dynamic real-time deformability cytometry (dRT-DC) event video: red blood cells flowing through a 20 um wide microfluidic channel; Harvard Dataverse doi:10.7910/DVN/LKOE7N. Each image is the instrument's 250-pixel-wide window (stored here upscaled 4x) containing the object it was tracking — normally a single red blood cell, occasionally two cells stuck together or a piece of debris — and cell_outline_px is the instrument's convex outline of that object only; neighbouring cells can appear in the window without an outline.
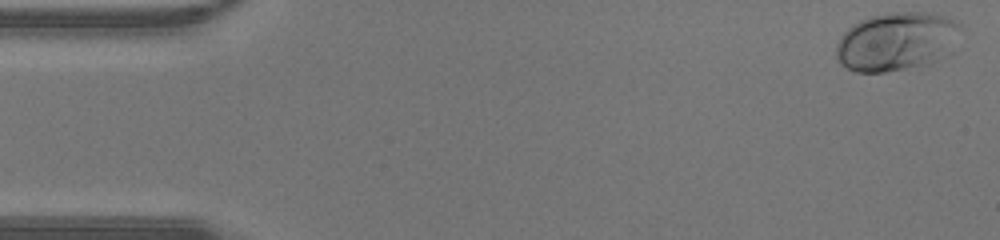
{"species": "human", "species_latin": "Homo sapiens", "temperature_condition": "warm", "stored_images_in_passage": 42, "camera_frame_rate_fps": 3000, "um_per_image_px": 0.085, "donor": {"sex": "male"}, "frame": {"image": 1, "passage_image": 1, "time_ms": 0.0, "image_size_px": [1000, 240], "cell_outline_px": [[960, 24], [932, 60], [920, 64], [904, 68], [884, 72], [856, 72], [840, 64], [836, 56], [836, 44], [840, 36], [852, 24], [860, 20], [872, 16], [892, 12], [924, 12], [940, 16], [952, 20]], "centroid_in_image_um": [75.93, 3.5], "position_along_channel_um": 9.1, "area_um2": 39.94}}
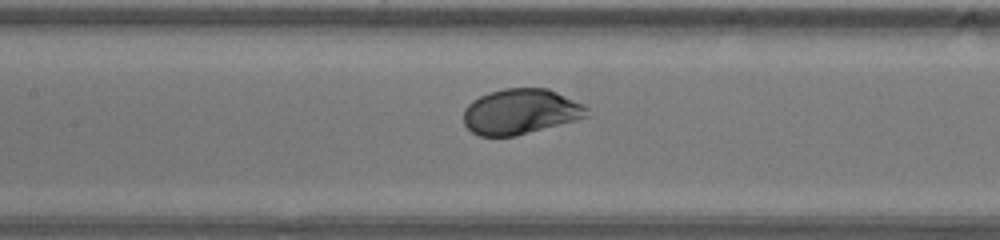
{"frame": {"image": 2, "passage_image": 19, "time_ms": 6.0, "image_size_px": [1000, 240], "cell_outline_px": [[592, 116], [516, 136], [480, 136], [472, 132], [464, 124], [464, 108], [472, 100], [488, 92], [504, 88], [548, 88], [584, 104], [588, 108]], "centroid_in_image_um": [44.28, 9.48], "position_along_channel_um": 163.1, "area_um2": 32.95}}
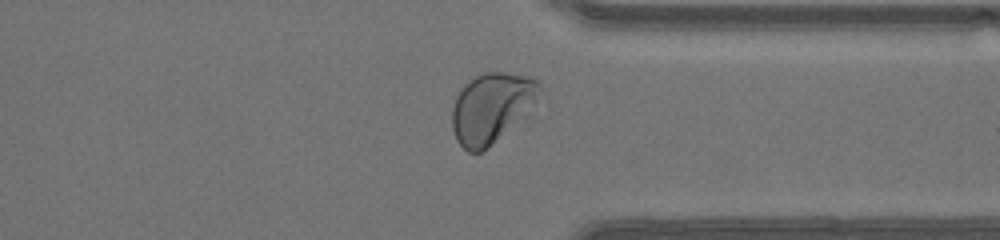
{"frame": {"image": 3, "passage_image": 32, "time_ms": 10.333, "image_size_px": [1000, 240], "cell_outline_px": [[540, 88], [536, 96], [480, 152], [468, 152], [456, 140], [452, 128], [452, 108], [456, 96], [464, 84], [476, 76], [484, 72], [504, 72], [524, 76], [536, 80], [540, 84]], "centroid_in_image_um": [41.61, 9.08], "position_along_channel_um": 369.8, "area_um2": 32.95}}